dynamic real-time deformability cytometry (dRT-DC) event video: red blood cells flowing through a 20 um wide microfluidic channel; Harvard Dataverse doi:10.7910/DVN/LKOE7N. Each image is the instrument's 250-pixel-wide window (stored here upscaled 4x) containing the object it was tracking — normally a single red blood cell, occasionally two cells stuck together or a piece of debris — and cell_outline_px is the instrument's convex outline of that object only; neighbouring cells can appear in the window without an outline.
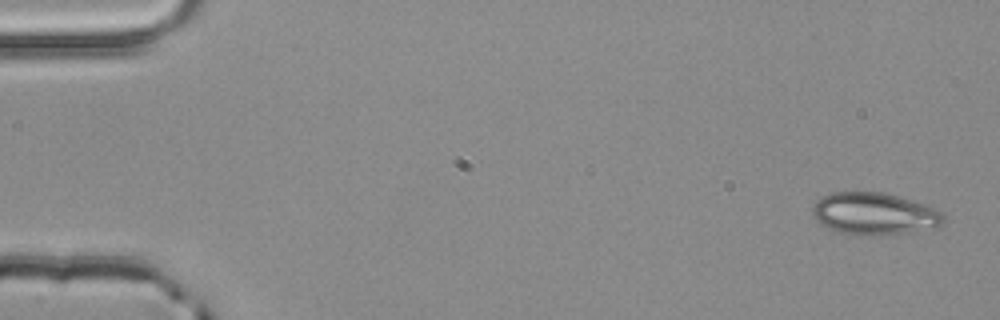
{"species": "common noctule bat (a hibernating species)", "species_latin": "Nyctalus noctula", "temperature_condition": "room temperature", "stored_images_in_passage": 4, "camera_frame_rate_fps": 3000, "um_per_image_px": 0.085, "animal": {"sex": "male", "body_mass_g": 20.4}, "frame": {"image": 1, "passage_image": 1, "time_ms": 0.0, "image_size_px": [1000, 320], "cell_outline_px": [[944, 220], [940, 224], [904, 232], [868, 236], [840, 232], [828, 228], [820, 224], [812, 216], [812, 208], [816, 200], [832, 192], [884, 192], [912, 200], [936, 208], [944, 212]], "centroid_in_image_um": [74.25, 18.14], "position_along_channel_um": 10.7, "area_um2": 31.79}}